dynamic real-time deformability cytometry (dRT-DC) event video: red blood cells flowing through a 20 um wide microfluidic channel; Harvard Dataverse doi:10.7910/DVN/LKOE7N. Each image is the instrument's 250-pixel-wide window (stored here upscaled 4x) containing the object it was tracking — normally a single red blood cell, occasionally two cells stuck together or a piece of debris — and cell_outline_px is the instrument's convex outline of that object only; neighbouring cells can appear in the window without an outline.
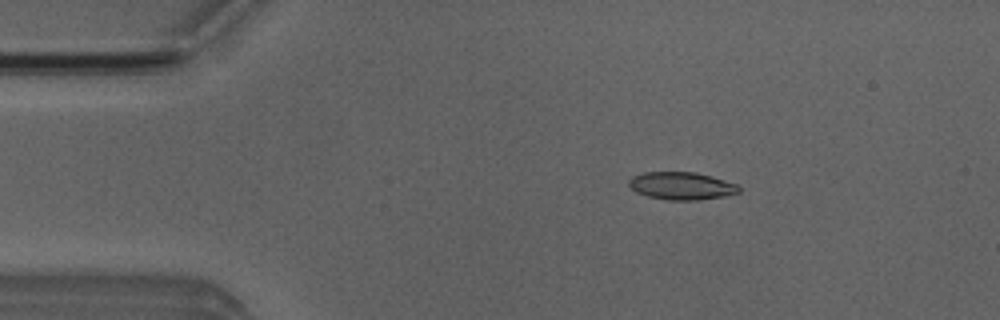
{"species": "Egyptian fruit bat (a non-hibernating species)", "species_latin": "Rousettus aegyptiacus", "temperature_condition": "room temperature", "stored_images_in_passage": 9, "camera_frame_rate_fps": 3000, "um_per_image_px": 0.085, "animal": {"sex": "male"}, "frame": {"image": 1, "passage_image": 2, "time_ms": 2.0, "image_size_px": [1000, 320], "cell_outline_px": [[740, 192], [724, 196], [700, 200], [668, 200], [648, 196], [636, 192], [628, 184], [628, 180], [632, 176], [644, 172], [696, 172], [712, 176], [736, 184], [740, 188]], "centroid_in_image_um": [57.92, 15.79], "position_along_channel_um": 27.1, "area_um2": 17.74}}
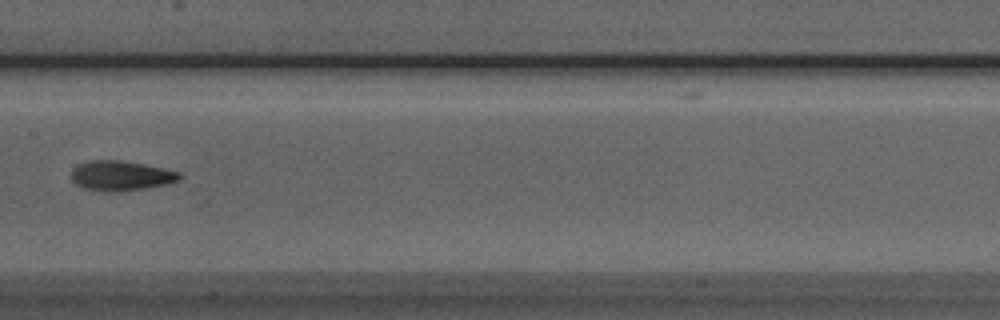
{"frame": {"image": 2, "passage_image": 7, "time_ms": 7.667, "image_size_px": [1000, 320], "cell_outline_px": [[184, 176], [180, 180], [168, 184], [144, 188], [116, 192], [108, 192], [80, 188], [72, 180], [72, 168], [80, 164], [92, 160], [116, 160], [164, 168], [180, 172]], "centroid_in_image_um": [10.29, 14.95], "position_along_channel_um": 197.1, "area_um2": 18.84}}
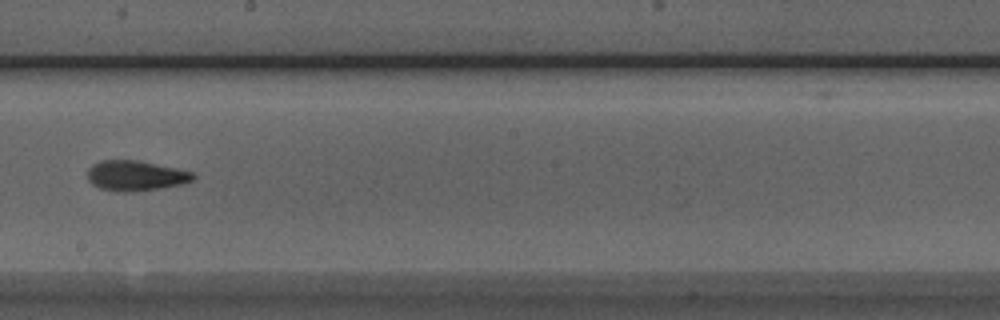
{"frame": {"image": 3, "passage_image": 8, "time_ms": 8.667, "image_size_px": [1000, 320], "cell_outline_px": [[196, 176], [192, 180], [180, 184], [160, 188], [128, 192], [124, 192], [100, 188], [92, 184], [88, 180], [88, 168], [92, 164], [100, 160], [140, 160], [176, 168], [192, 172]], "centroid_in_image_um": [11.5, 14.92], "position_along_channel_um": 236.7, "area_um2": 18.5}}